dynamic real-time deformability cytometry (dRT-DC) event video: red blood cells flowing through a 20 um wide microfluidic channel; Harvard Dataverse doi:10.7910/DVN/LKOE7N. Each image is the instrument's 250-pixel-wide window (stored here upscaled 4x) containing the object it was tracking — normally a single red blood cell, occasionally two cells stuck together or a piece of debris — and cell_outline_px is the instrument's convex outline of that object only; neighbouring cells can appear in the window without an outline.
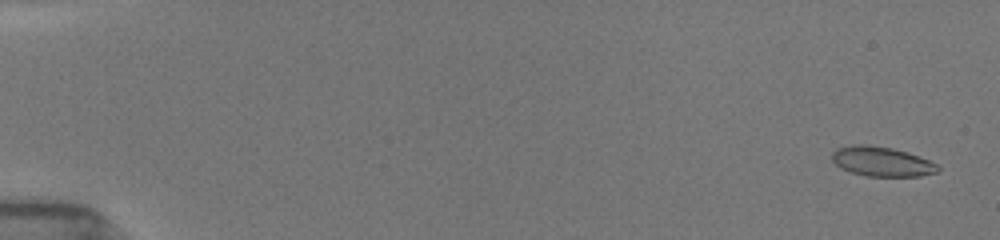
{"species": "common noctule bat (a hibernating species)", "species_latin": "Nyctalus noctula", "temperature_condition": "room temperature", "stored_images_in_passage": 33, "camera_frame_rate_fps": 3000, "um_per_image_px": 0.085, "animal": {"sex": "female", "body_mass_g": 19.5, "forearm_length_mm": 54.1}, "frame": {"image": 1, "passage_image": 1, "time_ms": 0.0, "image_size_px": [1000, 240], "cell_outline_px": [[940, 168], [936, 172], [920, 176], [864, 176], [840, 168], [832, 160], [832, 152], [836, 148], [852, 144], [864, 144], [892, 148], [908, 152], [928, 160], [936, 164]], "centroid_in_image_um": [74.91, 13.72], "position_along_channel_um": 10.1, "area_um2": 18.26}}
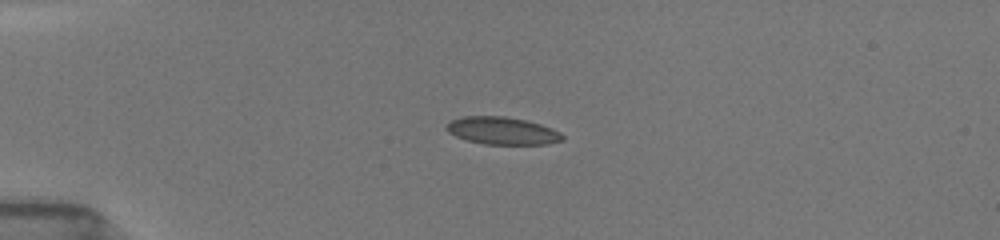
{"frame": {"image": 2, "passage_image": 20, "time_ms": 4.0, "image_size_px": [1000, 240], "cell_outline_px": [[564, 140], [548, 144], [484, 144], [468, 140], [456, 136], [448, 132], [444, 128], [452, 120], [464, 116], [504, 116], [528, 120], [540, 124], [560, 132], [564, 136]], "centroid_in_image_um": [42.71, 11.11], "position_along_channel_um": 42.3, "area_um2": 18.55}}
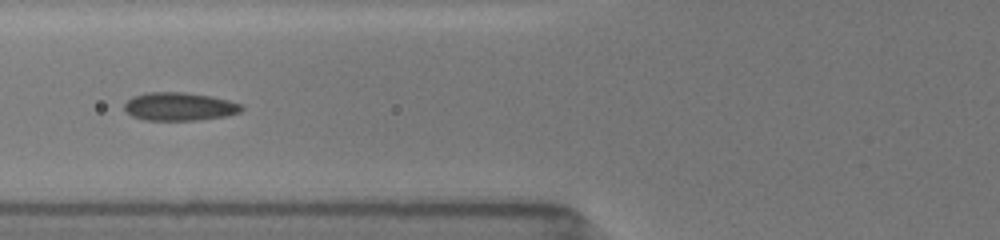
{"frame": {"image": 3, "passage_image": 32, "time_ms": 6.667, "image_size_px": [1000, 240], "cell_outline_px": [[244, 108], [240, 112], [228, 116], [196, 120], [144, 120], [132, 116], [124, 112], [124, 104], [132, 96], [144, 92], [184, 92], [212, 96], [228, 100], [240, 104]], "centroid_in_image_um": [15.22, 9.05], "position_along_channel_um": 110.6, "area_um2": 19.48}}